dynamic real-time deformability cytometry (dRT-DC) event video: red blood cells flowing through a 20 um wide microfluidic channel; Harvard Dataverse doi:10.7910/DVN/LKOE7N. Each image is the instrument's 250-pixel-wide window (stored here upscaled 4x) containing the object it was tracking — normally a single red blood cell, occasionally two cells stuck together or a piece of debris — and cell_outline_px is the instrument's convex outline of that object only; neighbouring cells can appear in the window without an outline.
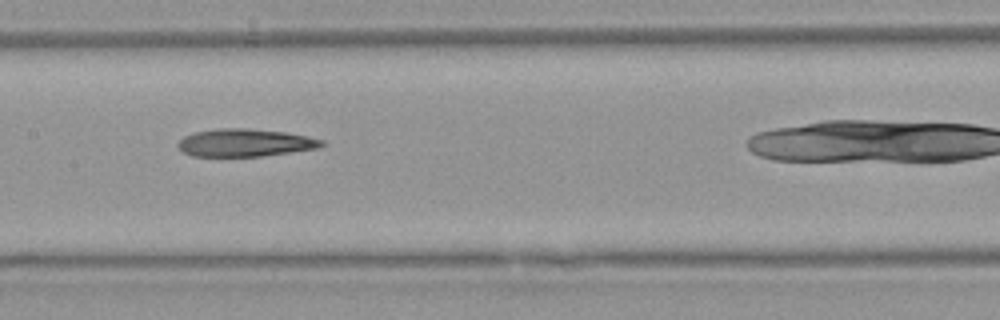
{"species": "Egyptian fruit bat (a non-hibernating species)", "species_latin": "Rousettus aegyptiacus", "temperature_condition": "warm", "stored_images_in_passage": 11, "camera_frame_rate_fps": 3000, "um_per_image_px": 0.085, "animal": {"sex": "female"}, "frame": {"image": 1, "passage_image": 8, "time_ms": 10.0, "image_size_px": [1000, 320], "cell_outline_px": [[324, 144], [320, 148], [260, 156], [192, 156], [184, 152], [176, 144], [184, 136], [196, 132], [220, 128], [248, 128], [284, 132], [308, 136], [324, 140]], "centroid_in_image_um": [20.85, 12.13], "position_along_channel_um": 186.6, "area_um2": 23.06}}